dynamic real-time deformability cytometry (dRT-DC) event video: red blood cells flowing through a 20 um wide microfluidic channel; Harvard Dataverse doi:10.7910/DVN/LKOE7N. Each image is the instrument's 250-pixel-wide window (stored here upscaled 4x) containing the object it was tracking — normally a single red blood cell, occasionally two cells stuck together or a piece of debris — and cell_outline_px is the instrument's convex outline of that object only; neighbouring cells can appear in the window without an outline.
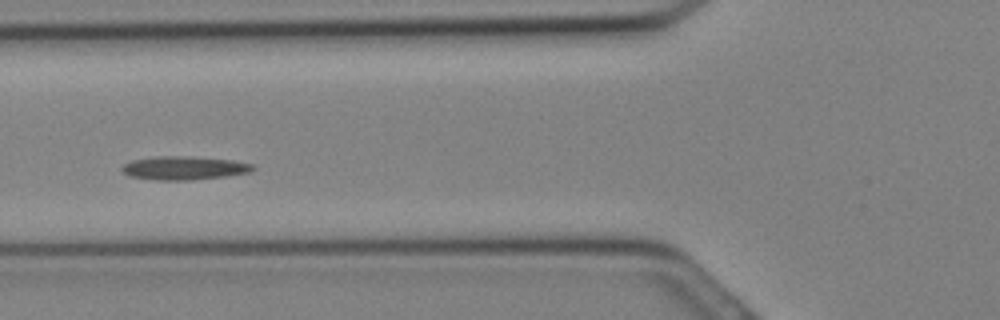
{"species": "Egyptian fruit bat (a non-hibernating species)", "species_latin": "Rousettus aegyptiacus", "temperature_condition": "cold", "stored_images_in_passage": 13, "camera_frame_rate_fps": 3000, "um_per_image_px": 0.085, "animal": {"sex": "female"}, "frame": {"image": 1, "passage_image": 4, "time_ms": 1.0, "image_size_px": [1000, 320], "cell_outline_px": [[256, 168], [248, 172], [224, 176], [192, 180], [156, 180], [128, 176], [120, 168], [124, 164], [132, 160], [156, 156], [192, 156], [232, 160], [252, 164]], "centroid_in_image_um": [15.61, 14.27], "position_along_channel_um": 110.2, "area_um2": 17.92}}
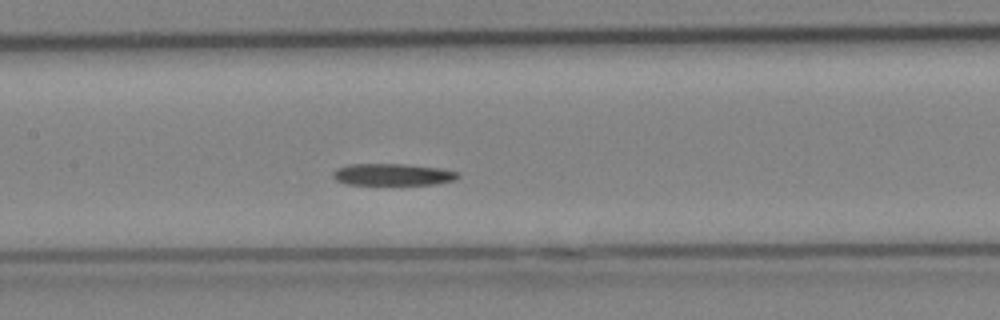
{"frame": {"image": 2, "passage_image": 7, "time_ms": 2.0, "image_size_px": [1000, 320], "cell_outline_px": [[460, 176], [456, 180], [436, 184], [344, 184], [336, 180], [332, 176], [332, 172], [336, 168], [348, 164], [404, 164], [440, 168], [460, 172]], "centroid_in_image_um": [33.38, 14.83], "position_along_channel_um": 174.0, "area_um2": 16.01}}
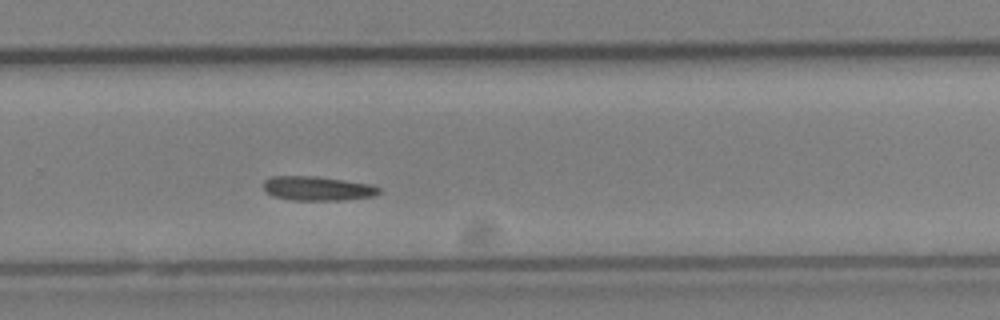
{"frame": {"image": 3, "passage_image": 13, "time_ms": 4.0, "image_size_px": [1000, 320], "cell_outline_px": [[380, 192], [372, 196], [344, 200], [292, 200], [276, 196], [268, 192], [264, 188], [264, 180], [272, 176], [316, 176], [368, 184], [380, 188]], "centroid_in_image_um": [26.98, 16.01], "position_along_channel_um": 302.8, "area_um2": 16.01}}